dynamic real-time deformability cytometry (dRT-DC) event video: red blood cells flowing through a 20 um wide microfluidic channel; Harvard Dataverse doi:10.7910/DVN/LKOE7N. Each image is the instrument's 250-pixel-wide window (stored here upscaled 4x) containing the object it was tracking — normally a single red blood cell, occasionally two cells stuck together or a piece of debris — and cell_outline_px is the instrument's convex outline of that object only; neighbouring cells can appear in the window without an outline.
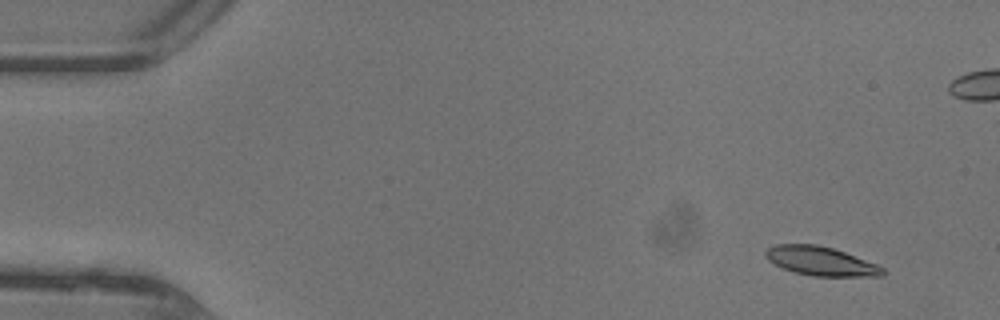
{"species": "common noctule bat (a hibernating species)", "species_latin": "Nyctalus noctula", "temperature_condition": "warm", "stored_images_in_passage": 48, "camera_frame_rate_fps": 3000, "um_per_image_px": 0.085, "animal": {"sex": "female"}, "frame": {"image": 1, "passage_image": 4, "time_ms": 1.0, "image_size_px": [1000, 320], "cell_outline_px": [[884, 272], [880, 276], [812, 276], [796, 272], [784, 268], [768, 260], [764, 256], [764, 252], [768, 248], [776, 244], [816, 244], [832, 248], [844, 252], [876, 264], [884, 268]], "centroid_in_image_um": [69.74, 22.19], "position_along_channel_um": 15.3, "area_um2": 19.48}}
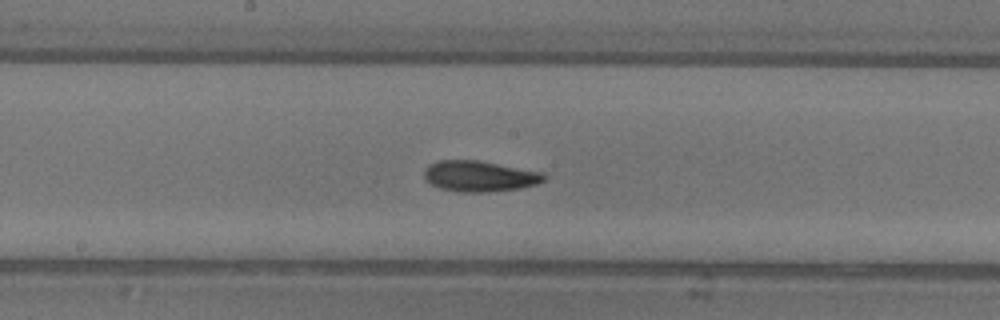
{"frame": {"image": 2, "passage_image": 25, "time_ms": 8.0, "image_size_px": [1000, 320], "cell_outline_px": [[548, 176], [544, 180], [536, 184], [520, 188], [488, 192], [460, 192], [440, 188], [424, 180], [424, 168], [428, 164], [440, 160], [476, 160], [544, 172]], "centroid_in_image_um": [40.75, 14.97], "position_along_channel_um": 207.4, "area_um2": 21.62}}
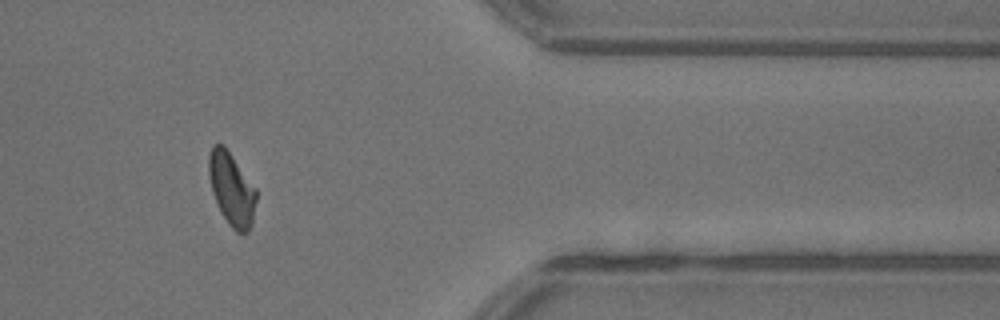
{"frame": {"image": 3, "passage_image": 39, "time_ms": 12.667, "image_size_px": [1000, 320], "cell_outline_px": [[256, 200], [252, 224], [248, 232], [236, 232], [228, 224], [212, 192], [208, 172], [208, 156], [212, 144], [224, 144], [256, 188]], "centroid_in_image_um": [19.68, 16.03], "position_along_channel_um": 391.7, "area_um2": 20.11}, "authors_computed_cell_mechanics": {"area_um2": 20.1722, "velocity_mm_per_s": 4.4512, "shape_relaxation_time_tau1_ms": 4.5877, "shape_relaxation_time_tau2_ms": 2.566, "deformation_change_tau1": 0.1697, "deformation_change_tau2": 0.1003}}